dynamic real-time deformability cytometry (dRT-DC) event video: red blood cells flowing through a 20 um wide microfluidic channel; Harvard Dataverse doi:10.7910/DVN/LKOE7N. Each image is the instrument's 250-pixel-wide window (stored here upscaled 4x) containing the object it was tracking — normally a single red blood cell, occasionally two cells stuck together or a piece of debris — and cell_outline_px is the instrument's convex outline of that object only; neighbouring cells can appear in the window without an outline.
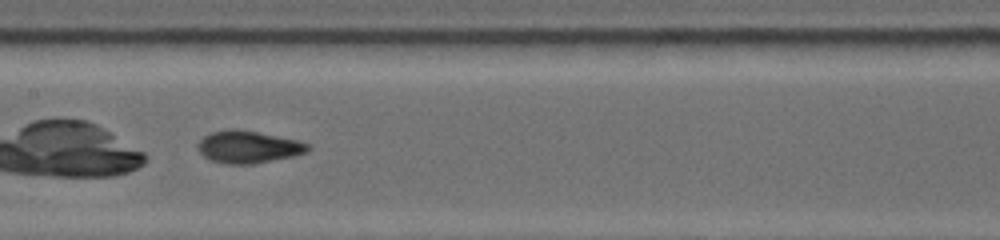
{"species": "common noctule bat (a hibernating species)", "species_latin": "Nyctalus noctula", "temperature_condition": "warm", "stored_images_in_passage": 40, "camera_frame_rate_fps": 5000, "um_per_image_px": 0.085, "animal": {"sex": "female", "body_mass_g": 19.0, "forearm_length_mm": 53.3}, "frame": {"image": 1, "passage_image": 18, "time_ms": 4.0, "image_size_px": [1000, 240], "cell_outline_px": [[312, 148], [308, 152], [292, 156], [252, 164], [224, 164], [212, 160], [204, 156], [196, 148], [196, 144], [204, 136], [212, 132], [228, 128], [236, 128], [296, 140], [308, 144]], "centroid_in_image_um": [21.07, 12.49], "position_along_channel_um": 186.3, "area_um2": 20.63}, "authors_computed_cell_mechanics": {"area_um2": 20.1722, "velocity_mm_per_s": 3.8459, "shape_relaxation_time_tau1_ms": 5.625, "shape_relaxation_time_tau2_ms": 2.3113, "deformation_change_tau1": 0.1772, "deformation_change_tau2": 0.0535}}